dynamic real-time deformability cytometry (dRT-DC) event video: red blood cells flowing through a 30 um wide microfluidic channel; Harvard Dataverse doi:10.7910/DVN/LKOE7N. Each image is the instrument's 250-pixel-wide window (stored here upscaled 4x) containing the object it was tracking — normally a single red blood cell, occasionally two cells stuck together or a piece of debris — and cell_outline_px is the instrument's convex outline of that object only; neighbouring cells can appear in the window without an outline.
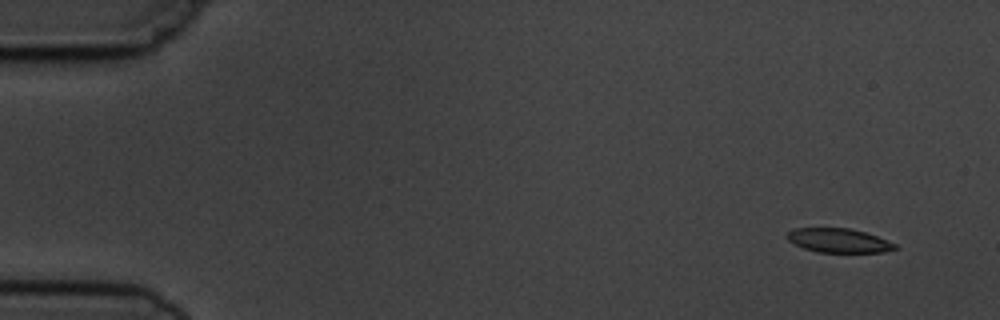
{"species": "common noctule bat (a hibernating species)", "species_latin": "Nyctalus noctula", "temperature_condition": "cold", "stored_images_in_passage": 7, "camera_frame_rate_fps": 3000, "um_per_image_px": 0.085, "animal": {"sex": "male", "body_mass_g": 19.5, "forearm_length_mm": 54.6}, "frame": {"image": 1, "passage_image": 1, "time_ms": 0.0, "image_size_px": [1000, 320], "cell_outline_px": [[900, 248], [884, 252], [816, 252], [804, 248], [788, 240], [788, 232], [796, 228], [848, 228], [864, 232], [888, 240], [896, 244]], "centroid_in_image_um": [71.34, 20.45], "position_along_channel_um": 13.7, "area_um2": 15.03}}
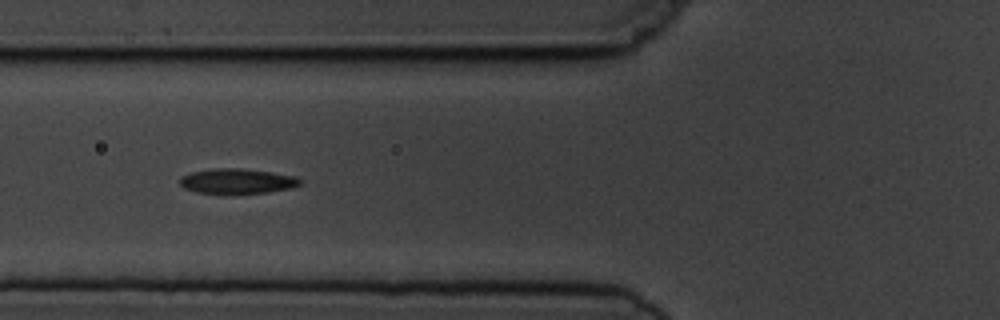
{"frame": {"image": 2, "passage_image": 6, "time_ms": 5.667, "image_size_px": [1000, 320], "cell_outline_px": [[304, 180], [300, 184], [292, 188], [268, 192], [196, 192], [184, 188], [180, 184], [180, 176], [192, 172], [212, 168], [240, 168], [296, 176]], "centroid_in_image_um": [20.17, 15.37], "position_along_channel_um": 105.6, "area_um2": 17.17}}
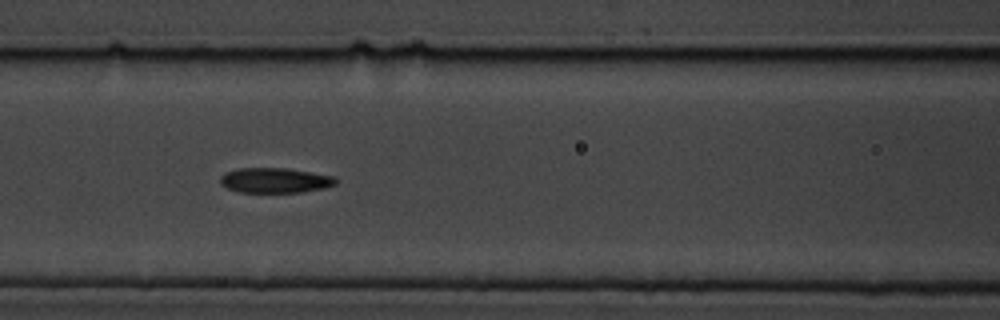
{"frame": {"image": 3, "passage_image": 7, "time_ms": 6.667, "image_size_px": [1000, 320], "cell_outline_px": [[336, 184], [324, 188], [304, 192], [240, 192], [228, 188], [220, 184], [220, 176], [224, 172], [240, 168], [288, 168], [336, 176]], "centroid_in_image_um": [23.38, 15.32], "position_along_channel_um": 143.2, "area_um2": 16.99}}